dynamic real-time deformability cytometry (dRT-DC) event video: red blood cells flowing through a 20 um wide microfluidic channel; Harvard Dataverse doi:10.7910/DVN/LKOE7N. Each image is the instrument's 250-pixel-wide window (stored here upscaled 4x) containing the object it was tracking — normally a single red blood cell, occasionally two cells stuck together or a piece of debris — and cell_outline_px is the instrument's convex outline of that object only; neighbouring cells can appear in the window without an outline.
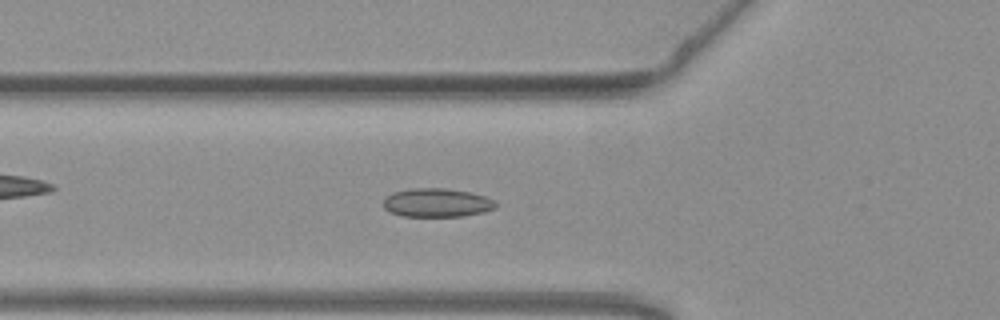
{"species": "common noctule bat (a hibernating species)", "species_latin": "Nyctalus noctula", "temperature_condition": "warm", "stored_images_in_passage": 47, "camera_frame_rate_fps": 3000, "um_per_image_px": 0.085, "animal": {"sex": "female", "body_mass_g": 19.3, "forearm_length_mm": 54.1}, "frame": {"image": 1, "passage_image": 11, "time_ms": 3.333, "image_size_px": [1000, 320], "cell_outline_px": [[496, 208], [484, 212], [464, 216], [400, 216], [384, 208], [384, 196], [392, 192], [412, 188], [444, 188], [468, 192], [484, 196], [492, 200], [496, 204]], "centroid_in_image_um": [37.1, 17.23], "position_along_channel_um": 88.7, "area_um2": 18.73}}
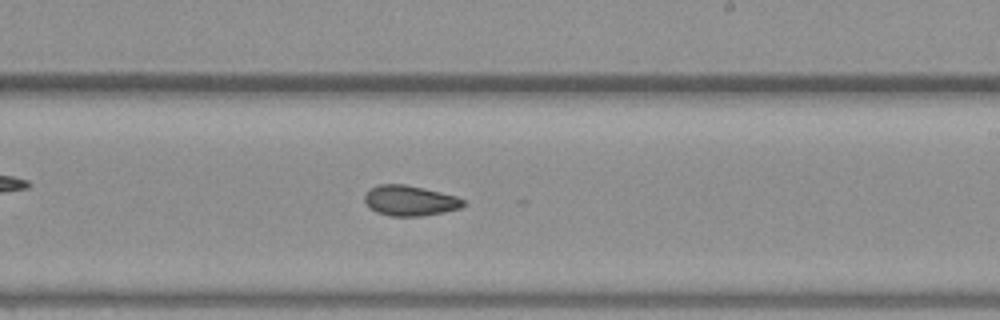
{"frame": {"image": 2, "passage_image": 24, "time_ms": 7.667, "image_size_px": [1000, 320], "cell_outline_px": [[464, 204], [460, 208], [444, 212], [424, 216], [388, 216], [376, 212], [364, 200], [364, 196], [372, 188], [380, 184], [404, 184], [440, 192], [456, 196], [464, 200]], "centroid_in_image_um": [34.85, 17.06], "position_along_channel_um": 254.1, "area_um2": 17.22}}
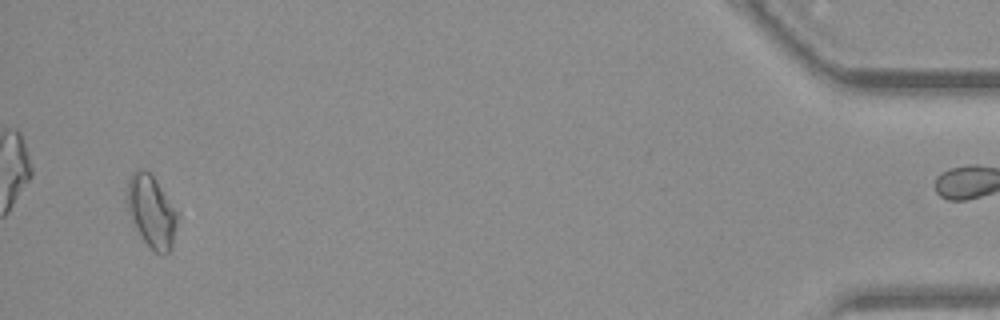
{"frame": {"image": 3, "passage_image": 44, "time_ms": 14.333, "image_size_px": [1000, 320], "cell_outline_px": [[180, 216], [172, 248], [164, 256], [156, 252], [140, 236], [128, 212], [124, 200], [128, 180], [132, 172], [136, 168], [140, 168], [148, 172], [156, 180], [180, 212]], "centroid_in_image_um": [12.89, 17.95], "position_along_channel_um": 422.3, "area_um2": 21.91}, "authors_computed_cell_mechanics": {"area_um2": 18.0336, "velocity_mm_per_s": 3.8144, "shape_relaxation_time_tau1_ms": null, "shape_relaxation_time_tau2_ms": 2.9309, "deformation_change_tau1": null, "deformation_change_tau2": 0.0551}}